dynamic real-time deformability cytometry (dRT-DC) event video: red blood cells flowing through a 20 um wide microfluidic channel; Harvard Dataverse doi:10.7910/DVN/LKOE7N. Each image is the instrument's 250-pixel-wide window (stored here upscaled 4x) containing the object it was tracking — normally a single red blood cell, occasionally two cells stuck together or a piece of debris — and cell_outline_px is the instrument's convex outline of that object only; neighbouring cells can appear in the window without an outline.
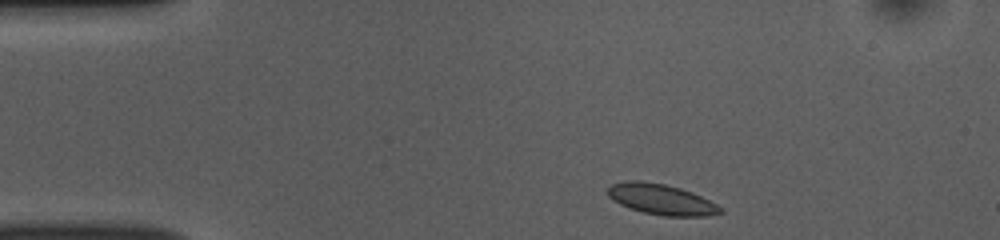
{"species": "common noctule bat (a hibernating species)", "species_latin": "Nyctalus noctula", "temperature_condition": "room temperature", "stored_images_in_passage": 44, "camera_frame_rate_fps": 3000, "um_per_image_px": 0.085, "animal": {"sex": "female", "body_mass_g": 10.0, "forearm_length_mm": 53.1}, "frame": {"image": 1, "passage_image": 1, "time_ms": 0.0, "image_size_px": [1000, 240], "cell_outline_px": [[724, 212], [708, 216], [664, 216], [644, 212], [628, 208], [612, 200], [608, 196], [608, 188], [612, 184], [624, 180], [636, 180], [664, 184], [680, 188], [692, 192], [724, 208]], "centroid_in_image_um": [56.21, 16.95], "position_along_channel_um": 28.8, "area_um2": 20.11}}
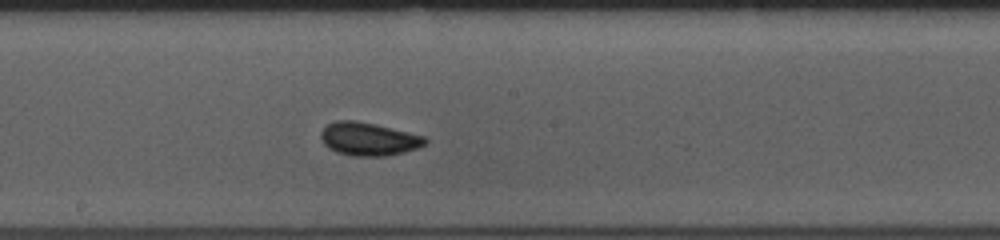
{"frame": {"image": 2, "passage_image": 20, "time_ms": 6.333, "image_size_px": [1000, 240], "cell_outline_px": [[428, 140], [424, 144], [416, 148], [404, 152], [384, 156], [352, 156], [336, 152], [328, 148], [320, 140], [320, 132], [328, 124], [336, 120], [356, 120], [376, 124], [424, 136]], "centroid_in_image_um": [31.28, 11.81], "position_along_channel_um": 216.9, "area_um2": 20.17}}
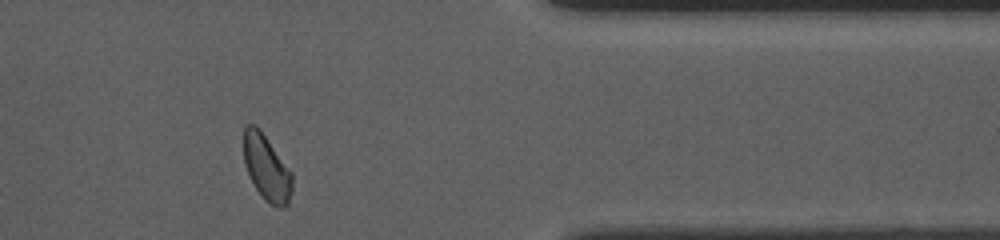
{"frame": {"image": 3, "passage_image": 35, "time_ms": 11.333, "image_size_px": [1000, 240], "cell_outline_px": [[292, 192], [288, 204], [284, 208], [280, 208], [268, 204], [264, 200], [256, 188], [244, 164], [244, 128], [248, 124], [256, 124], [260, 128], [292, 172]], "centroid_in_image_um": [22.68, 14.27], "position_along_channel_um": 388.7, "area_um2": 18.73}, "authors_computed_cell_mechanics": {"area_um2": 19.2474, "velocity_mm_per_s": 3.8253, "shape_relaxation_time_tau1_ms": null, "shape_relaxation_time_tau2_ms": 1.2603, "deformation_change_tau1": null, "deformation_change_tau2": 0.0475}}